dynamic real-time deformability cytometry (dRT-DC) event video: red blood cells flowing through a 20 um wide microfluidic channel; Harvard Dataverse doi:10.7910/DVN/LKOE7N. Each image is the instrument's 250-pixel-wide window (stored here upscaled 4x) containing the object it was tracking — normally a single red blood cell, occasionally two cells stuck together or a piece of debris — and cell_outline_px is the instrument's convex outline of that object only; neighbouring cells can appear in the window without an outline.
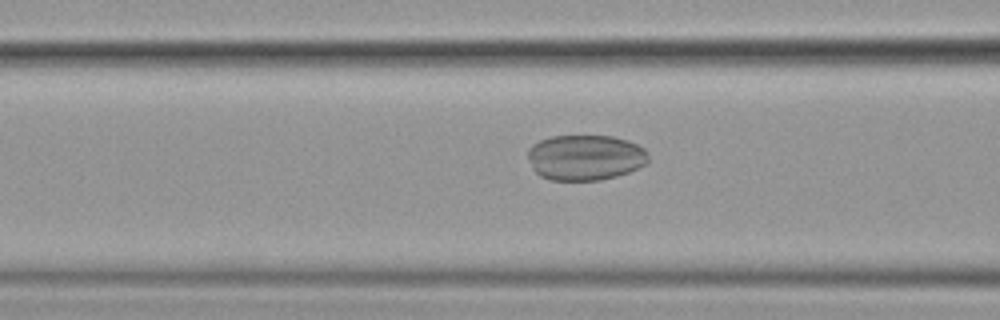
{"species": "common noctule bat (a hibernating species)", "species_latin": "Nyctalus noctula", "temperature_condition": "cold", "stored_images_in_passage": 56, "camera_frame_rate_fps": 3000, "um_per_image_px": 0.085, "animal": {"sex": "female", "body_mass_g": 19.9}, "frame": {"image": 1, "passage_image": 23, "time_ms": 7.333, "image_size_px": [1000, 320], "cell_outline_px": [[648, 160], [644, 164], [628, 172], [616, 176], [600, 180], [552, 180], [540, 176], [532, 168], [528, 156], [528, 148], [532, 144], [540, 140], [552, 136], [612, 136], [628, 140], [644, 148], [648, 156]], "centroid_in_image_um": [49.72, 13.38], "position_along_channel_um": 116.9, "area_um2": 31.91}}
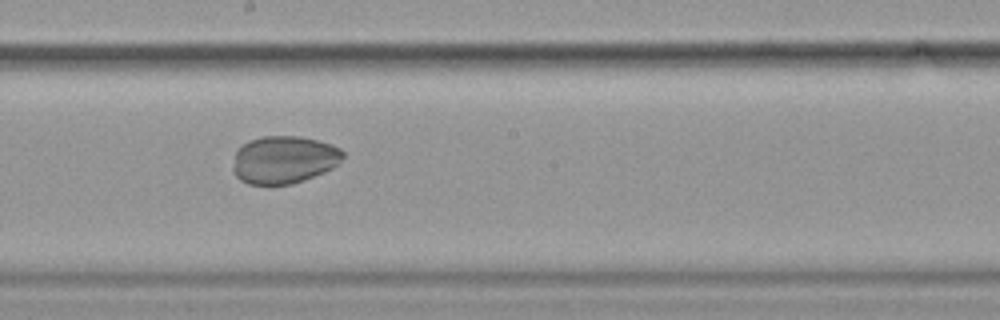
{"frame": {"image": 2, "passage_image": 32, "time_ms": 10.333, "image_size_px": [1000, 320], "cell_outline_px": [[344, 156], [332, 168], [324, 172], [304, 180], [292, 184], [248, 184], [240, 180], [236, 176], [232, 168], [236, 152], [248, 140], [264, 136], [300, 136], [332, 144], [340, 148], [344, 152]], "centroid_in_image_um": [24.13, 13.57], "position_along_channel_um": 224.1, "area_um2": 30.46}}
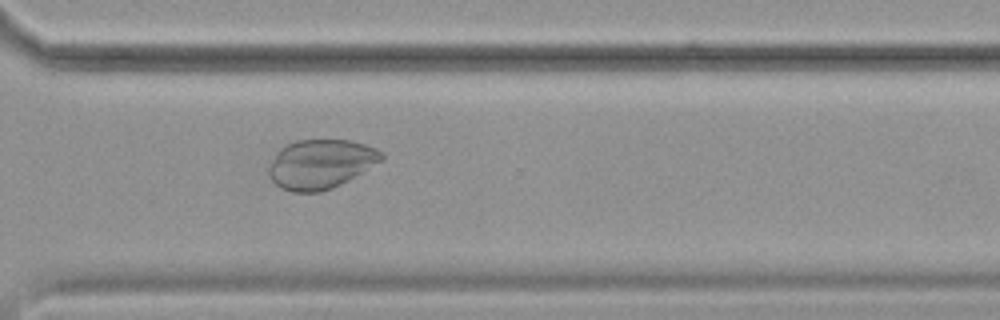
{"frame": {"image": 3, "passage_image": 42, "time_ms": 13.667, "image_size_px": [1000, 320], "cell_outline_px": [[384, 160], [340, 184], [332, 188], [320, 192], [292, 192], [280, 188], [268, 176], [268, 168], [276, 152], [284, 144], [296, 140], [352, 140], [376, 148], [384, 152]], "centroid_in_image_um": [27.25, 13.93], "position_along_channel_um": 343.4, "area_um2": 32.6}}